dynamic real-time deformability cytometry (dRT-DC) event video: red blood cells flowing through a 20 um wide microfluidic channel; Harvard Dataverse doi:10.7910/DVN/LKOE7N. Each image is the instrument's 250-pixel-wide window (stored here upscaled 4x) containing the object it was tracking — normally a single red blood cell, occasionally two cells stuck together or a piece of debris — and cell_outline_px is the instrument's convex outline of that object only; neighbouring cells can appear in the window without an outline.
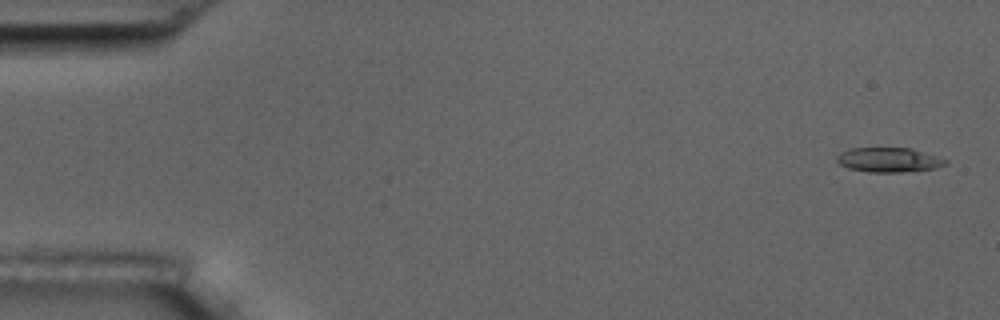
{"species": "common noctule bat (a hibernating species)", "species_latin": "Nyctalus noctula", "temperature_condition": "room temperature", "stored_images_in_passage": 5, "camera_frame_rate_fps": 3000, "um_per_image_px": 0.085, "animal": {"sex": "male", "body_mass_g": 17.5, "forearm_length_mm": 52.3}, "frame": {"image": 1, "passage_image": 1, "time_ms": 0.0, "image_size_px": [1000, 320], "cell_outline_px": [[948, 164], [936, 168], [900, 172], [868, 172], [848, 168], [840, 164], [836, 160], [836, 156], [840, 152], [848, 148], [912, 148], [948, 160]], "centroid_in_image_um": [75.53, 13.58], "position_along_channel_um": 9.5, "area_um2": 15.61}}
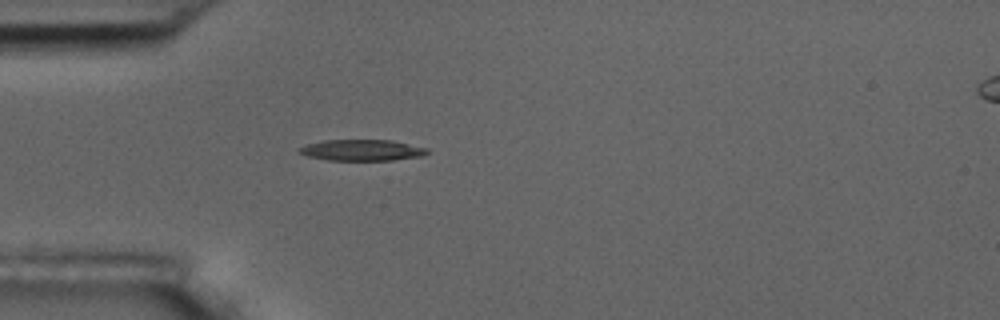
{"frame": {"image": 2, "passage_image": 5, "time_ms": 4.667, "image_size_px": [1000, 320], "cell_outline_px": [[428, 152], [424, 156], [392, 160], [328, 160], [308, 156], [296, 152], [296, 148], [308, 144], [324, 140], [392, 140], [428, 148]], "centroid_in_image_um": [30.75, 12.76], "position_along_channel_um": 54.2, "area_um2": 15.84}}